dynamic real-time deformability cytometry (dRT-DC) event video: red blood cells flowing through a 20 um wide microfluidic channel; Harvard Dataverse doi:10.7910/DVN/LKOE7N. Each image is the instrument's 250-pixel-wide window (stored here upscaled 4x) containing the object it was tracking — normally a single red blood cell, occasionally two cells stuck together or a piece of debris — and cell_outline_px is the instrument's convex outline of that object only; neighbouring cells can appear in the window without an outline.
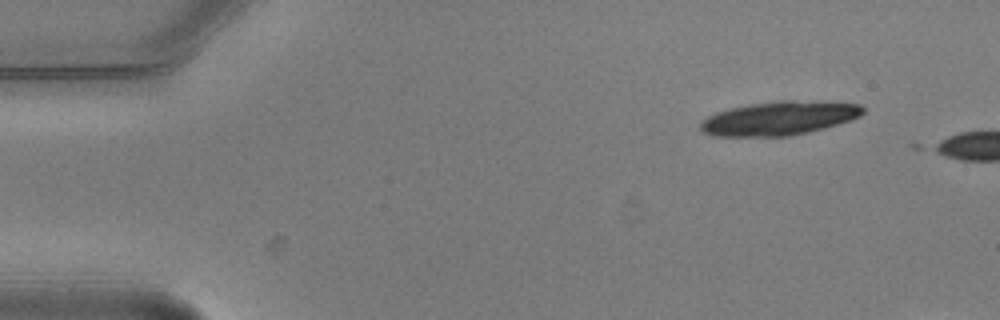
{"species": "common noctule bat (a hibernating species)", "species_latin": "Nyctalus noctula", "temperature_condition": "warm", "stored_images_in_passage": 4, "camera_frame_rate_fps": 3000, "um_per_image_px": 0.085, "animal": {"sex": "male", "body_mass_g": 20.5, "forearm_length_mm": 52.5}, "frame": {"image": 1, "passage_image": 1, "time_ms": 0.0, "image_size_px": [1000, 320], "cell_outline_px": [[864, 112], [860, 116], [852, 120], [824, 128], [808, 132], [788, 136], [712, 136], [704, 132], [700, 128], [700, 120], [716, 112], [748, 104], [780, 100], [820, 100], [860, 104], [864, 108]], "centroid_in_image_um": [66.26, 10.03], "position_along_channel_um": 18.7, "area_um2": 32.37}}